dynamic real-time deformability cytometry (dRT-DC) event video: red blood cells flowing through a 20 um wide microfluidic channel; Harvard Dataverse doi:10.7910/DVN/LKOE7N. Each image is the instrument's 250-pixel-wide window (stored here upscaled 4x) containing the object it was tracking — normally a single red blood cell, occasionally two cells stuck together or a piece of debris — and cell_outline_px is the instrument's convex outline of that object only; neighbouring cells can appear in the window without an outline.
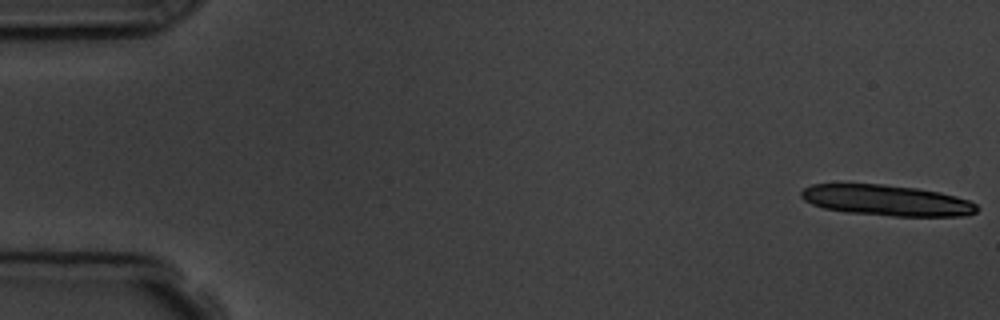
{"species": "common noctule bat (a hibernating species)", "species_latin": "Nyctalus noctula", "temperature_condition": "room temperature", "stored_images_in_passage": 5, "camera_frame_rate_fps": 3000, "um_per_image_px": 0.085, "animal": {"sex": "male", "body_mass_g": 19.5, "forearm_length_mm": 54.6}, "frame": {"image": 1, "passage_image": 1, "time_ms": 0.0, "image_size_px": [1000, 320], "cell_outline_px": [[980, 208], [976, 212], [968, 216], [892, 216], [848, 212], [824, 208], [812, 204], [804, 200], [800, 196], [800, 192], [804, 188], [812, 184], [884, 184], [916, 188], [940, 192], [956, 196], [968, 200], [976, 204]], "centroid_in_image_um": [75.4, 17.03], "position_along_channel_um": 9.6, "area_um2": 31.62}}